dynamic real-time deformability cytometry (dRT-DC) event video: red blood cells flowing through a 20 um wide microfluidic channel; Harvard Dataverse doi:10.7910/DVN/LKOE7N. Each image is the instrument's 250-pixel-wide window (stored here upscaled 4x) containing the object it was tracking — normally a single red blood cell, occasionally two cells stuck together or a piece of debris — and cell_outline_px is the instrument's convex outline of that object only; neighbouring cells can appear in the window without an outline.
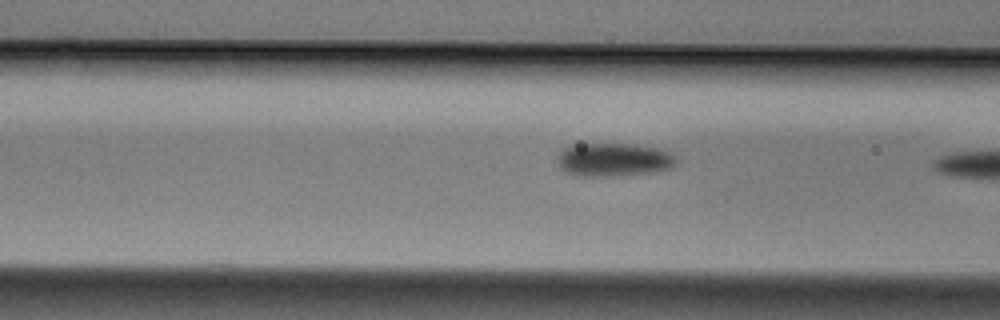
{"species": "Egyptian fruit bat (a non-hibernating species)", "species_latin": "Rousettus aegyptiacus", "temperature_condition": "cold", "stored_images_in_passage": 4, "camera_frame_rate_fps": 3000, "um_per_image_px": 0.085, "animal": {"sex": "male"}, "frame": {"image": 1, "passage_image": 4, "time_ms": 1.0, "image_size_px": [1000, 320], "cell_outline_px": [[676, 164], [668, 168], [648, 172], [608, 176], [580, 176], [568, 172], [560, 168], [560, 152], [572, 144], [636, 144], [660, 148], [668, 152], [676, 160]], "centroid_in_image_um": [52.17, 13.55], "position_along_channel_um": 114.4, "area_um2": 22.54}}